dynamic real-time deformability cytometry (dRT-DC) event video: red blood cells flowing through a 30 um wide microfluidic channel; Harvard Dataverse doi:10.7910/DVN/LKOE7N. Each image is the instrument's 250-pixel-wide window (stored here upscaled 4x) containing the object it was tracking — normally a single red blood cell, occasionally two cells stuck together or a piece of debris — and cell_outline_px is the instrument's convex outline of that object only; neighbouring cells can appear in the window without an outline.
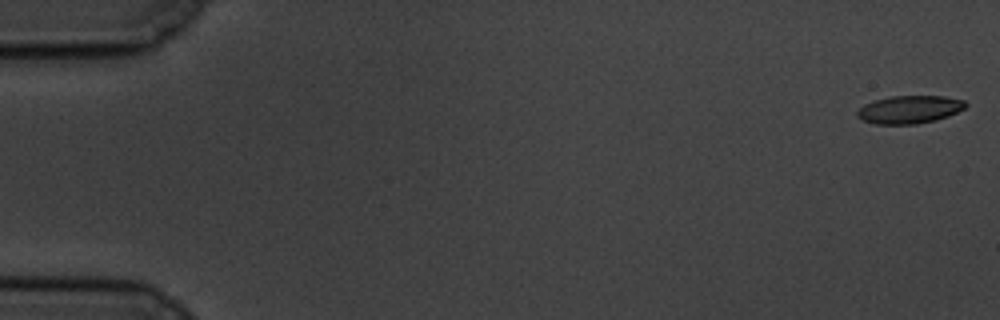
{"species": "common noctule bat (a hibernating species)", "species_latin": "Nyctalus noctula", "temperature_condition": "cold", "stored_images_in_passage": 59, "camera_frame_rate_fps": 3000, "um_per_image_px": 0.085, "animal": {"sex": "male", "body_mass_g": 19.5, "forearm_length_mm": 54.6}, "frame": {"image": 1, "passage_image": 1, "time_ms": 0.0, "image_size_px": [1000, 320], "cell_outline_px": [[968, 104], [964, 108], [948, 116], [936, 120], [916, 124], [876, 124], [864, 120], [856, 116], [856, 112], [864, 104], [876, 100], [892, 96], [944, 96], [964, 100]], "centroid_in_image_um": [77.31, 9.31], "position_along_channel_um": 7.7, "area_um2": 17.51}}
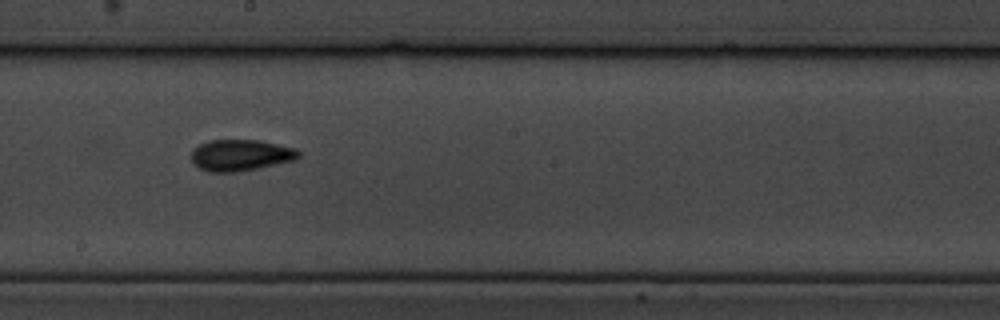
{"frame": {"image": 2, "passage_image": 33, "time_ms": 10.667, "image_size_px": [1000, 320], "cell_outline_px": [[300, 156], [296, 160], [236, 172], [208, 172], [200, 168], [192, 160], [192, 152], [200, 144], [208, 140], [260, 140], [296, 148], [300, 152]], "centroid_in_image_um": [20.49, 13.18], "position_along_channel_um": 227.7, "area_um2": 19.48}}
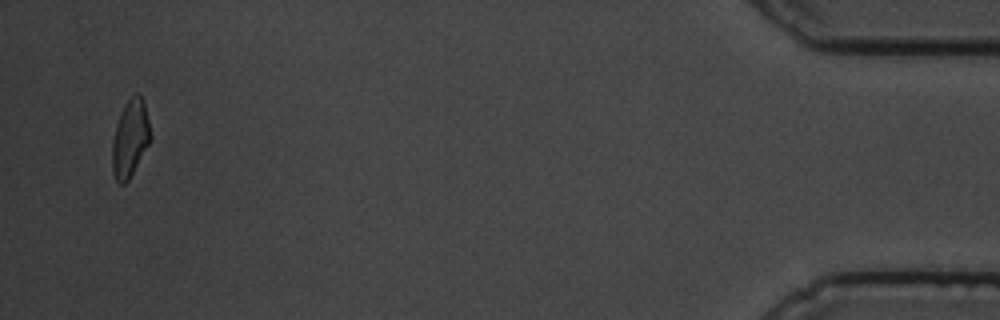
{"frame": {"image": 3, "passage_image": 57, "time_ms": 18.667, "image_size_px": [1000, 320], "cell_outline_px": [[152, 136], [148, 144], [128, 180], [124, 184], [120, 184], [116, 180], [112, 172], [112, 140], [116, 124], [120, 112], [124, 104], [136, 92], [144, 100]], "centroid_in_image_um": [11.05, 11.74], "position_along_channel_um": 424.2, "area_um2": 17.17}, "authors_computed_cell_mechanics": {"area_um2": 18.0914, "velocity_mm_per_s": 3.4474, "shape_relaxation_time_tau1_ms": 3.8778, "shape_relaxation_time_tau2_ms": 3.4946, "deformation_change_tau1": 0.1354, "deformation_change_tau2": 0.0916}}